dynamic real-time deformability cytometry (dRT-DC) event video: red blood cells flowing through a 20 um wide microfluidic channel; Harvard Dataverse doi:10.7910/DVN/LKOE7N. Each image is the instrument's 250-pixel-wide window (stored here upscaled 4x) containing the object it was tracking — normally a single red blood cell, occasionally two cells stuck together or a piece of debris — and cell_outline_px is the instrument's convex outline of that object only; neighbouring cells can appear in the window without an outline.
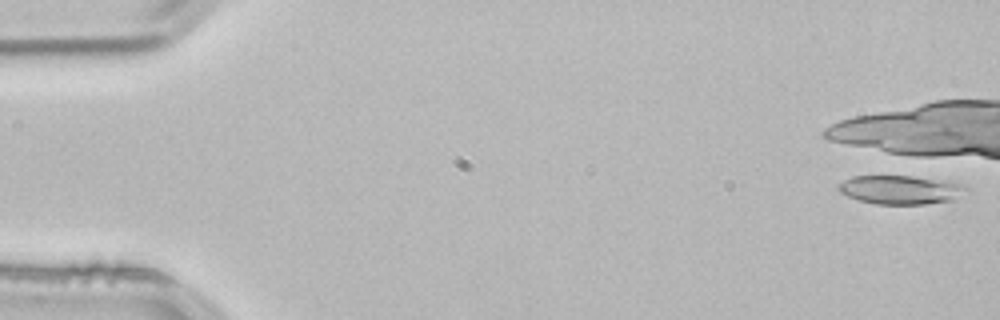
{"species": "common noctule bat (a hibernating species)", "species_latin": "Nyctalus noctula", "temperature_condition": "room temperature", "stored_images_in_passage": 2, "camera_frame_rate_fps": 3000, "um_per_image_px": 0.085, "animal": {"sex": "male", "body_mass_g": 21.5, "forearm_length_mm": 52.0}, "frame": {"image": 1, "passage_image": 1, "time_ms": 0.0, "image_size_px": [1000, 320], "cell_outline_px": [[968, 192], [952, 200], [924, 204], [876, 204], [860, 200], [848, 196], [840, 192], [836, 188], [844, 180], [852, 176], [912, 176], [960, 184], [968, 188]], "centroid_in_image_um": [76.52, 16.13], "position_along_channel_um": 8.5, "area_um2": 21.1}}